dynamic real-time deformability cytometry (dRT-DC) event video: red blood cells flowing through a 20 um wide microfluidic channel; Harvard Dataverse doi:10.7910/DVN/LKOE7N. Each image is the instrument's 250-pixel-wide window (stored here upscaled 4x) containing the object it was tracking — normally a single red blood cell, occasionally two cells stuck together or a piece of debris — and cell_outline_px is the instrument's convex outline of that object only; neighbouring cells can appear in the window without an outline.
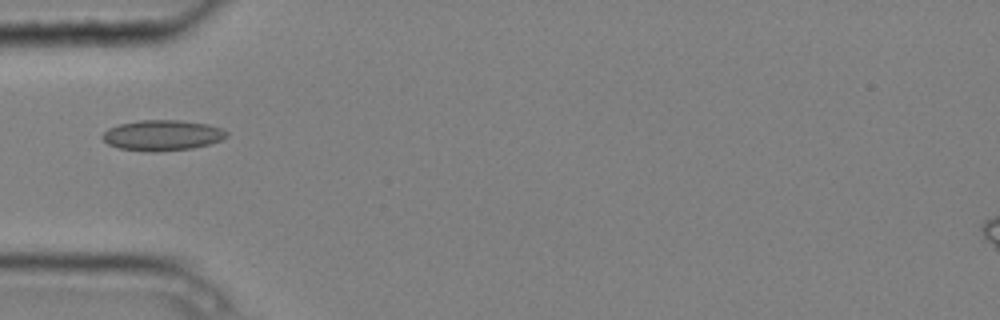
{"species": "common noctule bat (a hibernating species)", "species_latin": "Nyctalus noctula", "temperature_condition": "cold", "stored_images_in_passage": 4, "camera_frame_rate_fps": 3000, "um_per_image_px": 0.085, "animal": {"sex": "male", "body_mass_g": 20.4}, "frame": {"image": 1, "passage_image": 4, "time_ms": 1.0, "image_size_px": [1000, 320], "cell_outline_px": [[228, 136], [220, 140], [208, 144], [192, 148], [152, 152], [120, 148], [108, 144], [100, 136], [108, 128], [120, 124], [140, 120], [180, 120], [208, 124], [224, 128], [228, 132]], "centroid_in_image_um": [13.82, 11.49], "position_along_channel_um": 71.2, "area_um2": 22.08}}